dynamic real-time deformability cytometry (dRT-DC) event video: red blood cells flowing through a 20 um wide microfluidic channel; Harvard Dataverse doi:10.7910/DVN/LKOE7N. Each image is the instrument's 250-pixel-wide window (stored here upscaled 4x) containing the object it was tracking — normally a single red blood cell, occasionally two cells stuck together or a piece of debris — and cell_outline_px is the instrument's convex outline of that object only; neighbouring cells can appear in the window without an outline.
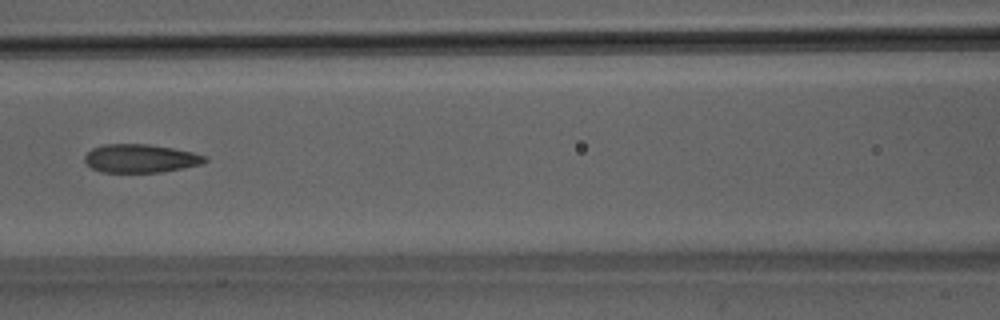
{"species": "Egyptian fruit bat (a non-hibernating species)", "species_latin": "Rousettus aegyptiacus", "temperature_condition": "room temperature", "stored_images_in_passage": 50, "camera_frame_rate_fps": 3000, "um_per_image_px": 0.085, "animal": {"sex": "male"}, "frame": {"image": 1, "passage_image": 23, "time_ms": 7.333, "image_size_px": [1000, 320], "cell_outline_px": [[208, 160], [200, 164], [160, 172], [104, 172], [92, 168], [84, 160], [84, 156], [92, 148], [104, 144], [148, 144], [172, 148], [192, 152], [208, 156]], "centroid_in_image_um": [11.93, 13.46], "position_along_channel_um": 154.7, "area_um2": 19.71}}
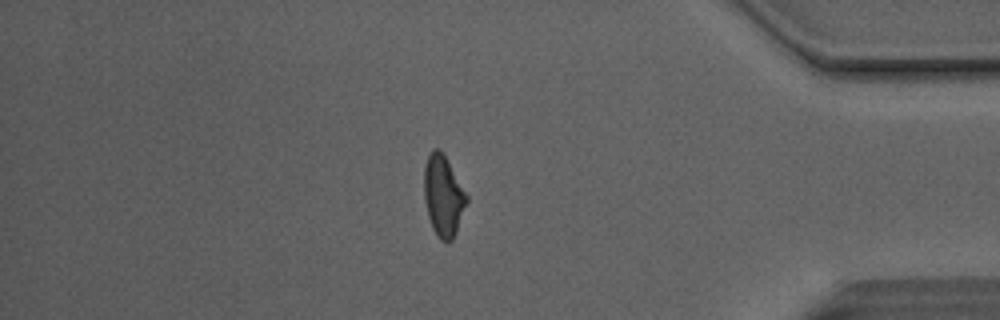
{"frame": {"image": 2, "passage_image": 43, "time_ms": 14.0, "image_size_px": [1000, 320], "cell_outline_px": [[468, 200], [456, 232], [452, 240], [448, 244], [440, 240], [432, 228], [428, 216], [424, 200], [424, 164], [428, 152], [432, 148], [440, 148], [468, 196]], "centroid_in_image_um": [37.66, 16.64], "position_along_channel_um": 397.5, "area_um2": 20.23}}
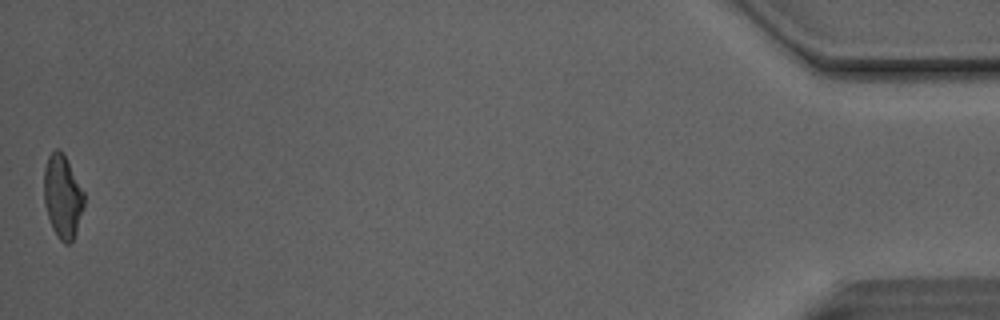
{"frame": {"image": 3, "passage_image": 50, "time_ms": 16.333, "image_size_px": [1000, 320], "cell_outline_px": [[84, 204], [76, 232], [72, 240], [68, 244], [64, 244], [56, 236], [52, 228], [44, 204], [44, 168], [48, 156], [56, 148], [64, 156], [84, 192]], "centroid_in_image_um": [5.3, 16.74], "position_along_channel_um": 429.9, "area_um2": 19.13}, "authors_computed_cell_mechanics": {"area_um2": 20.5768, "velocity_mm_per_s": 4.1401, "shape_relaxation_time_tau1_ms": 7.4997, "shape_relaxation_time_tau2_ms": 2.0042, "deformation_change_tau1": 0.1825, "deformation_change_tau2": 0.0968}}